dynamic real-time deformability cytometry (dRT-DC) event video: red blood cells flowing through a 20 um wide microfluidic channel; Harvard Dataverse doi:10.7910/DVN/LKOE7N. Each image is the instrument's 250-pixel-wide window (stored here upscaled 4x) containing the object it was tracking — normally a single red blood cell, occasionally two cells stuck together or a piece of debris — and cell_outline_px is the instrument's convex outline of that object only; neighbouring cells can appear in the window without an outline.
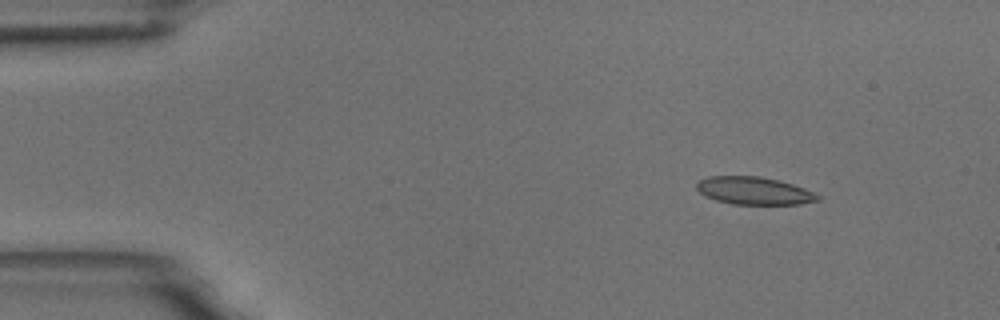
{"species": "common noctule bat (a hibernating species)", "species_latin": "Nyctalus noctula", "temperature_condition": "room temperature", "stored_images_in_passage": 4, "camera_frame_rate_fps": 3000, "um_per_image_px": 0.085, "animal": {"sex": "male", "body_mass_g": 18.8}, "frame": {"image": 1, "passage_image": 1, "time_ms": 0.0, "image_size_px": [1000, 320], "cell_outline_px": [[820, 200], [800, 204], [732, 204], [716, 200], [704, 196], [696, 188], [696, 184], [700, 180], [708, 176], [760, 176], [792, 184], [804, 188], [820, 196]], "centroid_in_image_um": [64.07, 16.21], "position_along_channel_um": 20.9, "area_um2": 19.42}}